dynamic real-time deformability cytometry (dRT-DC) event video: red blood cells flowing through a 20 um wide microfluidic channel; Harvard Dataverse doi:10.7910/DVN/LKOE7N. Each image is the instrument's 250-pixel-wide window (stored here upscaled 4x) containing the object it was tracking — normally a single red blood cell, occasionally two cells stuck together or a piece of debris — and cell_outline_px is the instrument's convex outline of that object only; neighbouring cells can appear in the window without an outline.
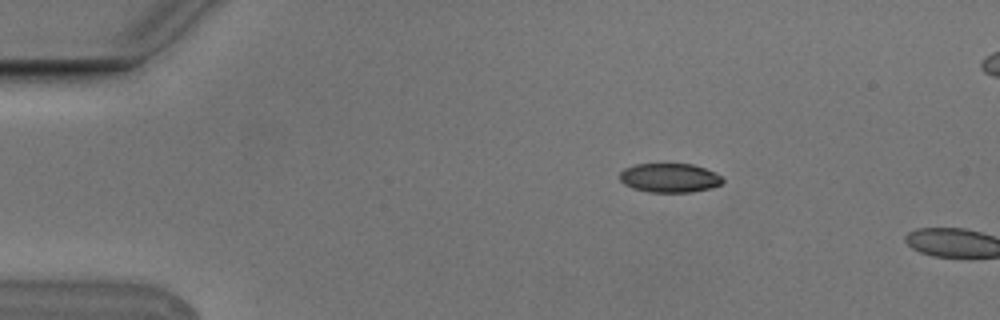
{"species": "Egyptian fruit bat (a non-hibernating species)", "species_latin": "Rousettus aegyptiacus", "temperature_condition": "cold", "stored_images_in_passage": 2, "camera_frame_rate_fps": 3000, "um_per_image_px": 0.085, "animal": {"sex": "male"}, "frame": {"image": 1, "passage_image": 1, "time_ms": 0.0, "image_size_px": [1000, 320], "cell_outline_px": [[724, 184], [712, 188], [692, 192], [648, 192], [632, 188], [624, 184], [620, 180], [620, 172], [624, 168], [636, 164], [692, 164], [716, 172], [724, 180]], "centroid_in_image_um": [56.94, 15.12], "position_along_channel_um": 28.1, "area_um2": 17.63}}